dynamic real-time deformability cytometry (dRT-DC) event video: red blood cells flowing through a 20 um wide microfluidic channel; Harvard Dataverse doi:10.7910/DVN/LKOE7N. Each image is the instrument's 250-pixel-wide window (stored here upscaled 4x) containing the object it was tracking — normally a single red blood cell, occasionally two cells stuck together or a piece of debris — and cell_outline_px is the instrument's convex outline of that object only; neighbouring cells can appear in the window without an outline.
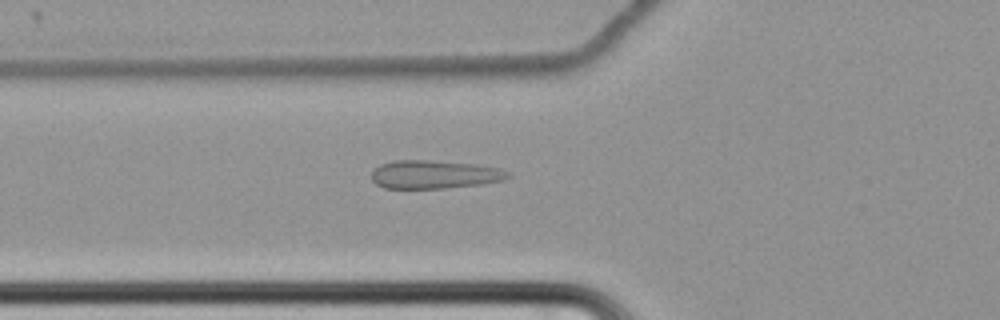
{"species": "common noctule bat (a hibernating species)", "species_latin": "Nyctalus noctula", "temperature_condition": "cold", "stored_images_in_passage": 62, "camera_frame_rate_fps": 3000, "um_per_image_px": 0.085, "animal": {"sex": "female", "body_mass_g": 22.7, "forearm_length_mm": 54.2}, "frame": {"image": 1, "passage_image": 25, "time_ms": 8.0, "image_size_px": [1000, 320], "cell_outline_px": [[512, 176], [504, 180], [480, 184], [444, 188], [384, 188], [376, 184], [372, 180], [372, 172], [380, 164], [396, 160], [428, 160], [476, 164], [500, 168], [512, 172]], "centroid_in_image_um": [36.97, 14.82], "position_along_channel_um": 88.8, "area_um2": 22.6}}
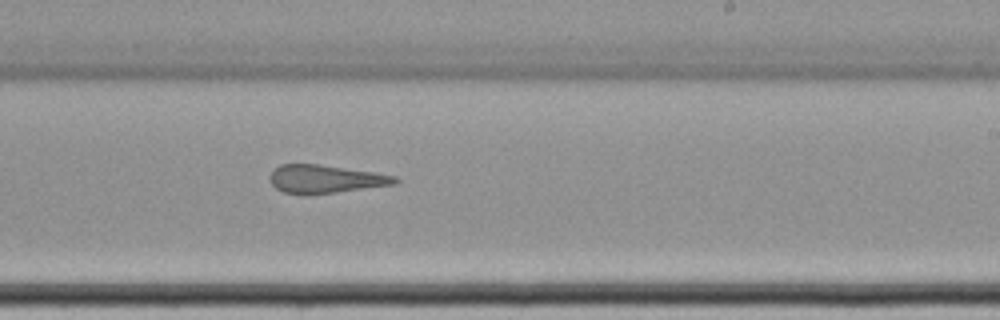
{"frame": {"image": 2, "passage_image": 40, "time_ms": 13.0, "image_size_px": [1000, 320], "cell_outline_px": [[400, 180], [396, 184], [308, 196], [304, 196], [284, 192], [276, 188], [268, 180], [268, 176], [280, 164], [320, 164], [376, 172], [396, 176]], "centroid_in_image_um": [27.65, 15.23], "position_along_channel_um": 261.4, "area_um2": 20.98}}
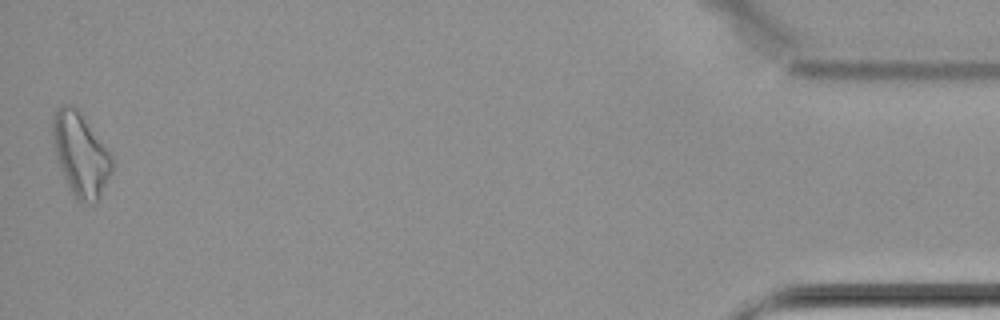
{"frame": {"image": 3, "passage_image": 62, "time_ms": 20.333, "image_size_px": [1000, 320], "cell_outline_px": [[112, 172], [96, 204], [84, 204], [76, 200], [68, 188], [56, 156], [52, 140], [52, 116], [56, 108], [64, 104], [72, 104], [80, 112], [112, 156]], "centroid_in_image_um": [6.83, 13.15], "position_along_channel_um": 428.4, "area_um2": 28.9}, "authors_computed_cell_mechanics": {"area_um2": 23.1778, "velocity_mm_per_s": 3.4552, "shape_relaxation_time_tau1_ms": null, "shape_relaxation_time_tau2_ms": 4.2374, "deformation_change_tau1": null, "deformation_change_tau2": 0.1109}}